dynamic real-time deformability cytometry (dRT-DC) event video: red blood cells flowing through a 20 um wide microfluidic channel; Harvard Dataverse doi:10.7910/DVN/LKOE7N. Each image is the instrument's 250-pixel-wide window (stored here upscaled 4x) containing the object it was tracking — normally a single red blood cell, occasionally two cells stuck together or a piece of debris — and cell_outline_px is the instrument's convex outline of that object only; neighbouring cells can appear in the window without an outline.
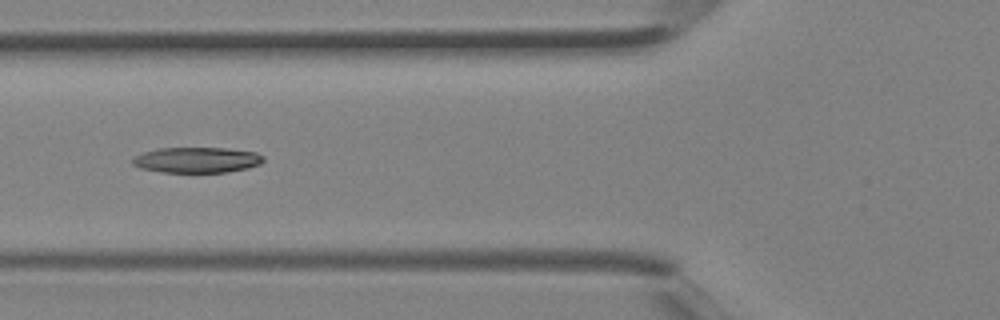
{"species": "Egyptian fruit bat (a non-hibernating species)", "species_latin": "Rousettus aegyptiacus", "temperature_condition": "room temperature", "stored_images_in_passage": 4, "camera_frame_rate_fps": 3000, "um_per_image_px": 0.085, "animal": {"sex": "female"}, "frame": {"image": 1, "passage_image": 4, "time_ms": 1.0, "image_size_px": [1000, 320], "cell_outline_px": [[264, 160], [260, 164], [248, 168], [224, 172], [160, 172], [140, 168], [132, 164], [132, 160], [136, 156], [144, 152], [160, 148], [224, 148], [256, 152], [264, 156]], "centroid_in_image_um": [16.74, 13.6], "position_along_channel_um": 109.1, "area_um2": 19.42}}